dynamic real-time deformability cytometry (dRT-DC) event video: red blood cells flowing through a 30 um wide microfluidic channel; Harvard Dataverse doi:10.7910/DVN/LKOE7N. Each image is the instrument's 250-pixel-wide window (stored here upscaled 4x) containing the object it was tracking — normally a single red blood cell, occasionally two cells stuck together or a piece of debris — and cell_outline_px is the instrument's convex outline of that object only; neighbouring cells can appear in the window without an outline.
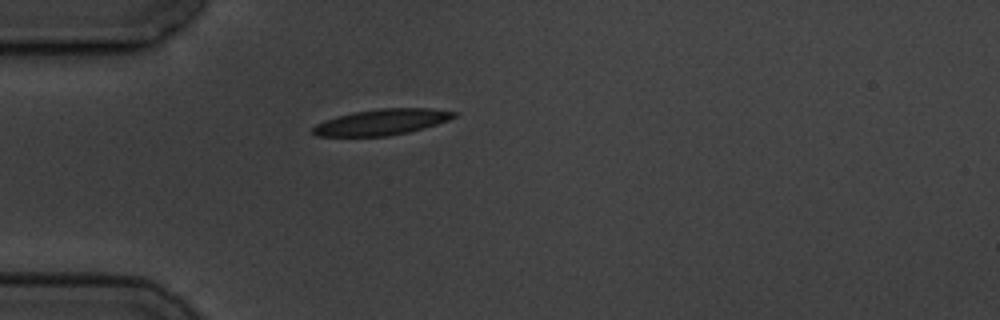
{"species": "common noctule bat (a hibernating species)", "species_latin": "Nyctalus noctula", "temperature_condition": "cold", "stored_images_in_passage": 1, "camera_frame_rate_fps": 3000, "um_per_image_px": 0.085, "animal": {"sex": "male", "body_mass_g": 19.5, "forearm_length_mm": 54.6}, "frame": {"image": 1, "passage_image": 1, "time_ms": 0.0, "image_size_px": [1000, 320], "cell_outline_px": [[460, 112], [456, 116], [448, 120], [424, 128], [408, 132], [388, 136], [316, 136], [312, 132], [312, 128], [316, 124], [324, 120], [336, 116], [356, 112], [380, 108], [432, 108]], "centroid_in_image_um": [32.47, 10.37], "position_along_channel_um": 52.5, "area_um2": 21.33}}